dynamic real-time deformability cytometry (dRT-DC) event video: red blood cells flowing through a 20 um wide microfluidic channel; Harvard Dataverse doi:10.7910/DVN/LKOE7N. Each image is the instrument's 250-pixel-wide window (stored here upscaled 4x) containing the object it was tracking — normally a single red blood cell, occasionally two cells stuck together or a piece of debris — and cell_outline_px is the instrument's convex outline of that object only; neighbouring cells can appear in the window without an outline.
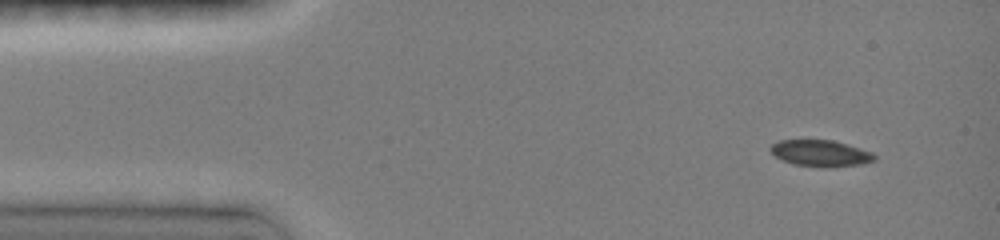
{"species": "common noctule bat (a hibernating species)", "species_latin": "Nyctalus noctula", "temperature_condition": "room temperature", "stored_images_in_passage": 6, "camera_frame_rate_fps": 3000, "um_per_image_px": 0.085, "animal": {"sex": "female", "body_mass_g": 19.0, "forearm_length_mm": 51.5}, "frame": {"image": 1, "passage_image": 1, "time_ms": 0.0, "image_size_px": [1000, 240], "cell_outline_px": [[876, 160], [864, 164], [792, 164], [776, 156], [768, 148], [772, 144], [780, 140], [832, 140], [860, 148], [872, 152], [876, 156]], "centroid_in_image_um": [69.74, 12.97], "position_along_channel_um": 15.3, "area_um2": 15.03}}
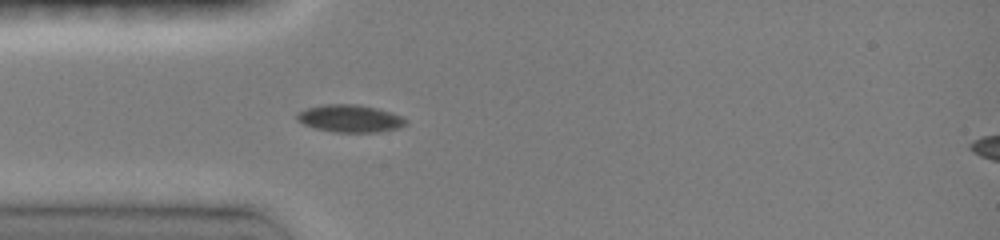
{"frame": {"image": 2, "passage_image": 6, "time_ms": 3.0, "image_size_px": [1000, 240], "cell_outline_px": [[408, 124], [400, 128], [380, 132], [336, 132], [316, 128], [304, 124], [296, 120], [296, 112], [304, 108], [324, 104], [356, 104], [376, 108], [404, 116], [408, 120]], "centroid_in_image_um": [29.77, 10.07], "position_along_channel_um": 55.2, "area_um2": 17.69}}